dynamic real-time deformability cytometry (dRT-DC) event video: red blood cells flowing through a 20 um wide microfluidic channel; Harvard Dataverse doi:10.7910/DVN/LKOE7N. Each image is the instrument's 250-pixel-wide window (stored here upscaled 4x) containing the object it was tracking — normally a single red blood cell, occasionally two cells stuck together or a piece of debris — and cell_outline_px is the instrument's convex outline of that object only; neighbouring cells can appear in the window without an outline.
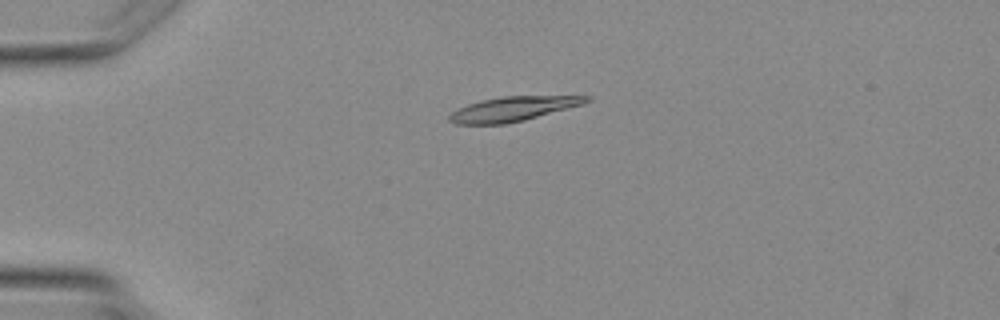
{"species": "Egyptian fruit bat (a non-hibernating species)", "species_latin": "Rousettus aegyptiacus", "temperature_condition": "warm", "stored_images_in_passage": 2, "camera_frame_rate_fps": 3000, "um_per_image_px": 0.085, "animal": {"sex": "female"}, "frame": {"image": 1, "passage_image": 1, "time_ms": 0.0, "image_size_px": [1000, 320], "cell_outline_px": [[592, 100], [584, 104], [524, 120], [504, 124], [456, 124], [448, 120], [448, 116], [452, 112], [468, 104], [480, 100], [504, 96], [592, 96]], "centroid_in_image_um": [43.62, 9.25], "position_along_channel_um": 41.4, "area_um2": 19.48}}
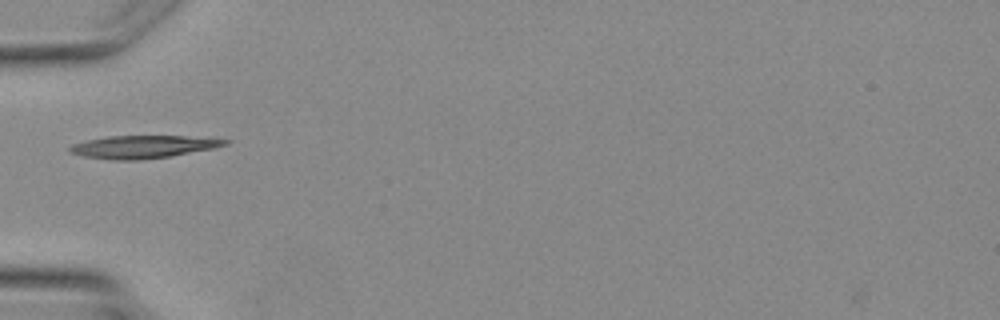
{"frame": {"image": 2, "passage_image": 2, "time_ms": 1.333, "image_size_px": [1000, 320], "cell_outline_px": [[232, 140], [228, 144], [212, 148], [168, 156], [136, 160], [112, 160], [84, 156], [68, 152], [68, 148], [72, 144], [88, 140], [108, 136], [184, 136]], "centroid_in_image_um": [12.11, 12.47], "position_along_channel_um": 72.9, "area_um2": 20.23}}